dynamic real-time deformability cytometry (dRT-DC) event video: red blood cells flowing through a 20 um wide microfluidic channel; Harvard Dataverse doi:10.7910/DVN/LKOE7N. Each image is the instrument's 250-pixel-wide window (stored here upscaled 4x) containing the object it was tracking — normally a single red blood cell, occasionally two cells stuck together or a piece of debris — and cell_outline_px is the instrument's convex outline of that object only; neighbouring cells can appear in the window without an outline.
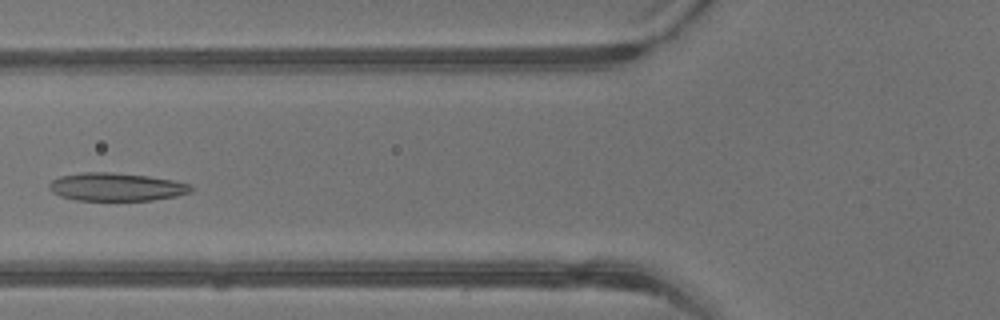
{"species": "common noctule bat (a hibernating species)", "species_latin": "Nyctalus noctula", "temperature_condition": "warm", "stored_images_in_passage": 30, "camera_frame_rate_fps": 3000, "um_per_image_px": 0.085, "animal": {"sex": "male", "body_mass_g": 13.3}, "frame": {"image": 1, "passage_image": 5, "time_ms": 1.333, "image_size_px": [1000, 320], "cell_outline_px": [[192, 192], [176, 196], [152, 200], [76, 200], [60, 196], [52, 192], [48, 188], [48, 184], [52, 180], [60, 176], [84, 172], [108, 172], [148, 176], [172, 180], [192, 184]], "centroid_in_image_um": [9.88, 15.89], "position_along_channel_um": 115.9, "area_um2": 23.18}}
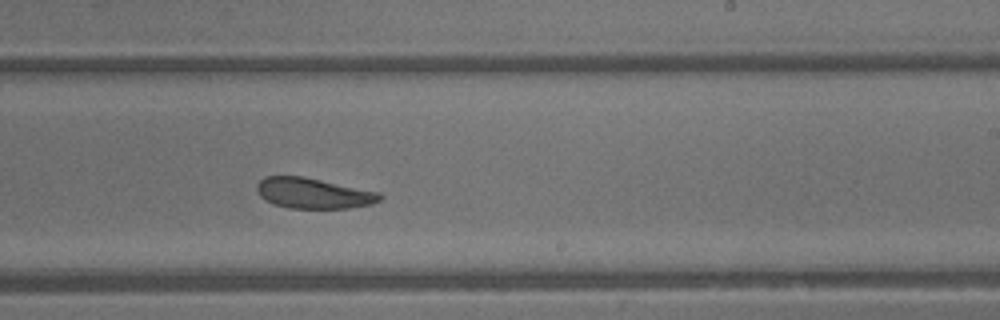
{"frame": {"image": 2, "passage_image": 14, "time_ms": 4.333, "image_size_px": [1000, 320], "cell_outline_px": [[384, 196], [380, 200], [372, 204], [348, 208], [288, 208], [272, 204], [264, 200], [260, 196], [256, 188], [256, 184], [264, 176], [304, 176], [380, 192]], "centroid_in_image_um": [26.63, 16.42], "position_along_channel_um": 262.4, "area_um2": 22.14}}
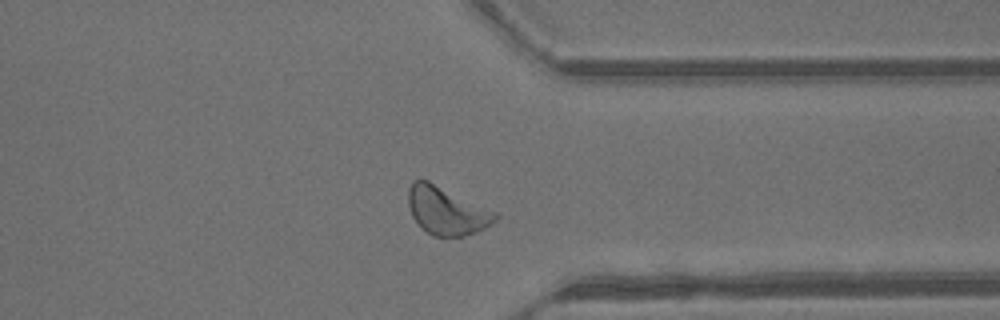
{"frame": {"image": 3, "passage_image": 21, "time_ms": 6.667, "image_size_px": [1000, 320], "cell_outline_px": [[500, 216], [496, 220], [484, 228], [460, 236], [432, 236], [412, 216], [408, 204], [408, 188], [412, 180], [428, 180], [496, 212]], "centroid_in_image_um": [37.94, 17.89], "position_along_channel_um": 373.5, "area_um2": 23.81}, "authors_computed_cell_mechanics": {"area_um2": 23.3801, "velocity_mm_per_s": 4.8906, "shape_relaxation_time_tau1_ms": 5.0643, "shape_relaxation_time_tau2_ms": 3.1321, "deformation_change_tau1": 0.1246, "deformation_change_tau2": 0.0993}}